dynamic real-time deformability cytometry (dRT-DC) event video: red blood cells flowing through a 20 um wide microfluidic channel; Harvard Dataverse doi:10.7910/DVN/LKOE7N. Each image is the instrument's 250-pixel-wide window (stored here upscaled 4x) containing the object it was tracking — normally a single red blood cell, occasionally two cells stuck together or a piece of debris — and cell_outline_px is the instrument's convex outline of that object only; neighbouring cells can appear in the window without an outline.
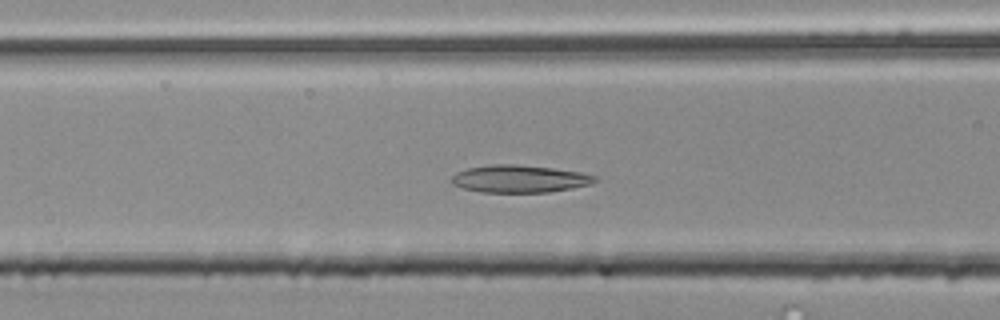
{"species": "common noctule bat (a hibernating species)", "species_latin": "Nyctalus noctula", "temperature_condition": "room temperature", "stored_images_in_passage": 38, "camera_frame_rate_fps": 3000, "um_per_image_px": 0.085, "animal": {"sex": "male", "body_mass_g": 20.4}, "frame": {"image": 1, "passage_image": 5, "time_ms": 1.333, "image_size_px": [1000, 320], "cell_outline_px": [[600, 180], [592, 184], [572, 188], [548, 192], [480, 192], [464, 188], [452, 184], [452, 176], [456, 172], [468, 168], [492, 164], [516, 164], [552, 168], [580, 172], [596, 176]], "centroid_in_image_um": [44.18, 15.2], "position_along_channel_um": 122.4, "area_um2": 22.95}}
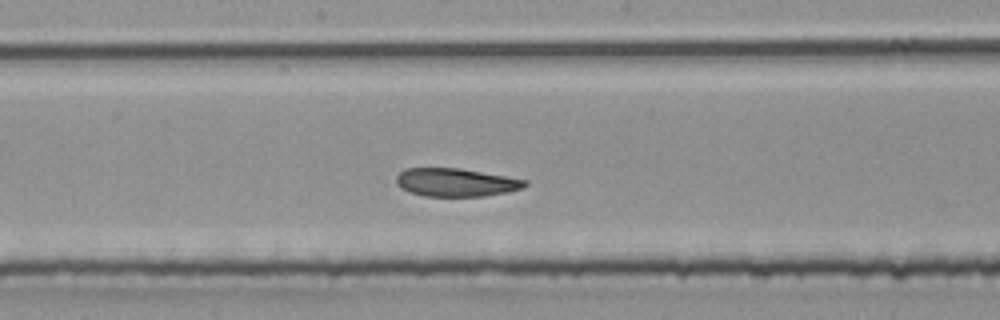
{"frame": {"image": 2, "passage_image": 12, "time_ms": 3.667, "image_size_px": [1000, 320], "cell_outline_px": [[528, 184], [524, 188], [508, 192], [484, 196], [424, 196], [408, 192], [396, 184], [396, 176], [404, 168], [460, 168], [528, 180]], "centroid_in_image_um": [38.75, 15.5], "position_along_channel_um": 209.4, "area_um2": 21.27}}
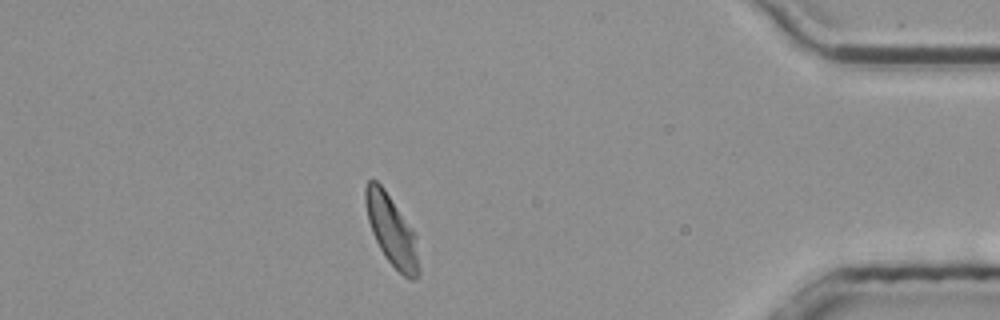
{"frame": {"image": 3, "passage_image": 31, "time_ms": 10.0, "image_size_px": [1000, 320], "cell_outline_px": [[420, 272], [412, 280], [408, 280], [384, 256], [372, 232], [368, 220], [364, 200], [364, 188], [368, 180], [376, 180], [384, 188], [412, 228], [416, 236], [420, 268]], "centroid_in_image_um": [33.29, 19.59], "position_along_channel_um": 401.9, "area_um2": 21.85}, "authors_computed_cell_mechanics": {"area_um2": 21.9062, "velocity_mm_per_s": 3.7396, "shape_relaxation_time_tau1_ms": null, "shape_relaxation_time_tau2_ms": 4.0578, "deformation_change_tau1": null, "deformation_change_tau2": 0.1084}}